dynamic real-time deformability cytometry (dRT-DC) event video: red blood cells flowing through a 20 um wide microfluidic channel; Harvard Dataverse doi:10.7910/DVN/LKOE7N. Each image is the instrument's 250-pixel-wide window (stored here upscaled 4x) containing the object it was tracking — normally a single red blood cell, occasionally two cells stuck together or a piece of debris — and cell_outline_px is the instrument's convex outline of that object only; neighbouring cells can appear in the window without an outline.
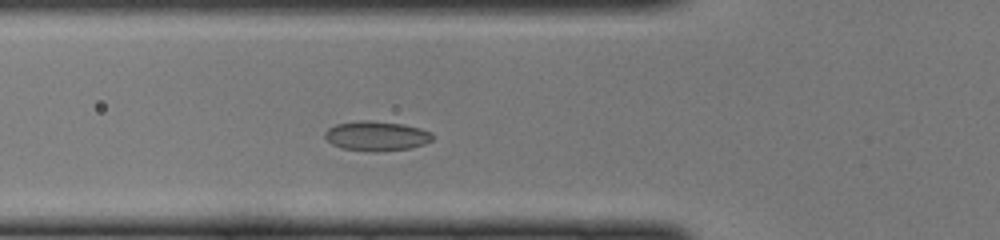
{"species": "common noctule bat (a hibernating species)", "species_latin": "Nyctalus noctula", "temperature_condition": "cold", "stored_images_in_passage": 41, "camera_frame_rate_fps": 3000, "um_per_image_px": 0.085, "animal": {"sex": "female", "body_mass_g": 22.0, "forearm_length_mm": 56.7}, "frame": {"image": 1, "passage_image": 10, "time_ms": 3.0, "image_size_px": [1000, 240], "cell_outline_px": [[436, 136], [432, 140], [424, 144], [412, 148], [372, 152], [340, 148], [332, 144], [324, 136], [324, 132], [328, 128], [336, 124], [360, 120], [372, 120], [404, 124], [420, 128], [432, 132]], "centroid_in_image_um": [32.02, 11.55], "position_along_channel_um": 93.8, "area_um2": 18.9}}
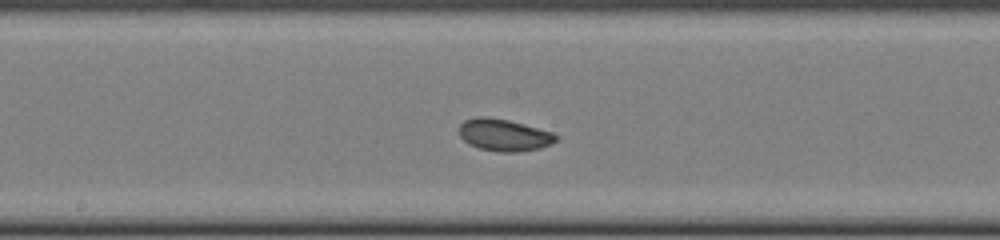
{"frame": {"image": 2, "passage_image": 18, "time_ms": 5.667, "image_size_px": [1000, 240], "cell_outline_px": [[560, 136], [552, 144], [540, 148], [516, 152], [500, 152], [480, 148], [468, 144], [460, 136], [460, 124], [464, 120], [480, 116], [484, 116], [508, 120], [524, 124], [552, 132]], "centroid_in_image_um": [42.86, 11.48], "position_along_channel_um": 205.3, "area_um2": 18.03}}
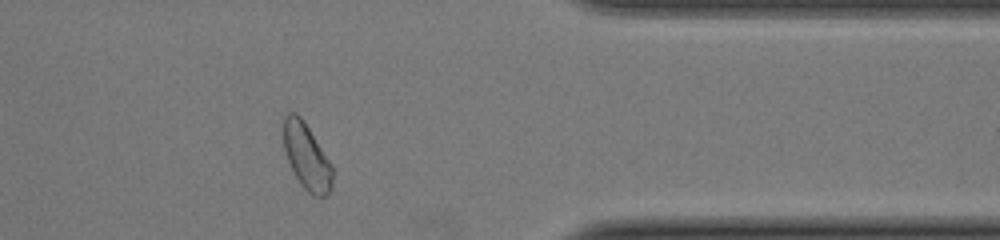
{"frame": {"image": 3, "passage_image": 32, "time_ms": 10.333, "image_size_px": [1000, 240], "cell_outline_px": [[332, 188], [324, 196], [316, 196], [308, 192], [300, 184], [288, 160], [284, 148], [284, 116], [288, 112], [296, 112], [304, 120], [332, 164]], "centroid_in_image_um": [26.07, 13.28], "position_along_channel_um": 385.3, "area_um2": 18.67}}